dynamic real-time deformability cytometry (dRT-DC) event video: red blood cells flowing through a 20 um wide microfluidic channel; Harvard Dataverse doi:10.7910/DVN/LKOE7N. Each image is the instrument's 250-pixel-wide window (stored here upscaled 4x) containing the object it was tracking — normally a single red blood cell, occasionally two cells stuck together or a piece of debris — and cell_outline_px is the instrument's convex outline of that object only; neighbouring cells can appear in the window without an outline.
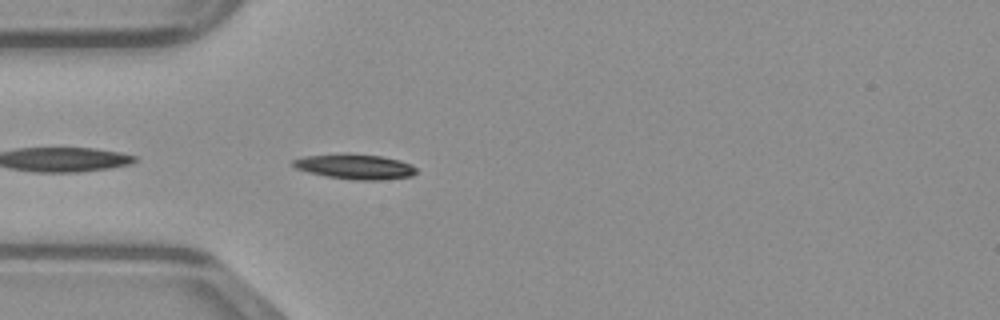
{"species": "common noctule bat (a hibernating species)", "species_latin": "Nyctalus noctula", "temperature_condition": "warm", "stored_images_in_passage": 36, "camera_frame_rate_fps": 3000, "um_per_image_px": 0.085, "animal": {"sex": "male", "body_mass_g": 23.1, "forearm_length_mm": 52.7}, "frame": {"image": 1, "passage_image": 2, "time_ms": 0.333, "image_size_px": [1000, 320], "cell_outline_px": [[416, 172], [412, 176], [380, 180], [356, 180], [328, 176], [308, 172], [296, 168], [292, 164], [292, 160], [304, 156], [344, 152], [348, 152], [380, 156], [400, 160], [412, 164], [416, 168]], "centroid_in_image_um": [30.17, 14.14], "position_along_channel_um": 54.8, "area_um2": 18.21}}
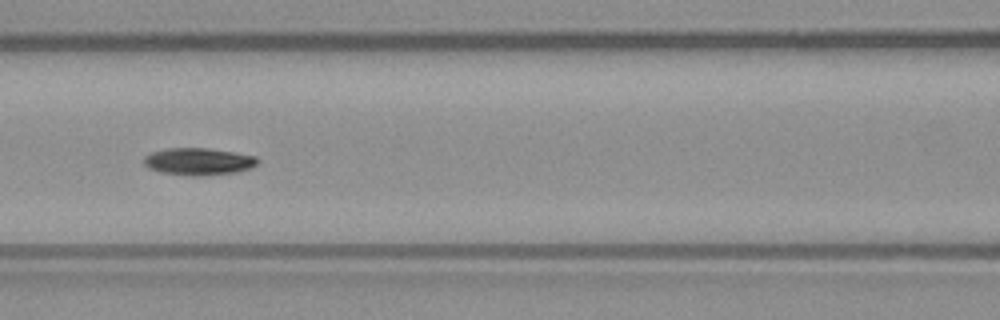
{"frame": {"image": 2, "passage_image": 9, "time_ms": 2.667, "image_size_px": [1000, 320], "cell_outline_px": [[260, 160], [256, 164], [248, 168], [236, 172], [200, 176], [192, 176], [160, 172], [148, 168], [144, 164], [144, 156], [152, 152], [168, 148], [208, 148], [256, 156]], "centroid_in_image_um": [16.85, 13.73], "position_along_channel_um": 149.8, "area_um2": 17.92}}
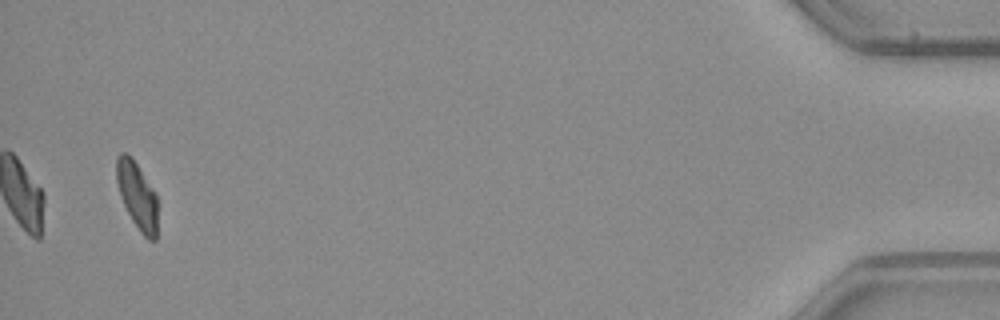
{"frame": {"image": 3, "passage_image": 35, "time_ms": 11.333, "image_size_px": [1000, 320], "cell_outline_px": [[156, 240], [148, 240], [140, 232], [132, 220], [120, 196], [116, 180], [116, 156], [120, 152], [124, 152], [132, 156], [156, 192]], "centroid_in_image_um": [11.64, 16.57], "position_along_channel_um": 423.6, "area_um2": 16.13}}